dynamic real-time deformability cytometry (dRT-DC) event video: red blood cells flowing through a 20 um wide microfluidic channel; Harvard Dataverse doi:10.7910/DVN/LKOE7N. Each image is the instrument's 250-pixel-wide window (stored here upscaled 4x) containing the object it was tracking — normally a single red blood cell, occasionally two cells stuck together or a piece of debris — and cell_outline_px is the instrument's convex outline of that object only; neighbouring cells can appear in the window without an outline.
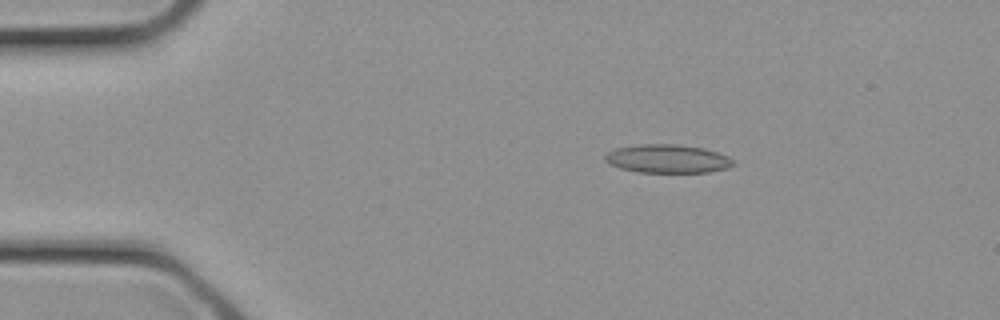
{"species": "common noctule bat (a hibernating species)", "species_latin": "Nyctalus noctula", "temperature_condition": "cold", "stored_images_in_passage": 3, "camera_frame_rate_fps": 3000, "um_per_image_px": 0.085, "animal": {"sex": "female", "body_mass_g": 21.9}, "frame": {"image": 1, "passage_image": 2, "time_ms": 0.333, "image_size_px": [1000, 320], "cell_outline_px": [[736, 164], [728, 168], [708, 172], [636, 172], [620, 168], [608, 164], [604, 160], [604, 156], [608, 152], [616, 148], [640, 144], [680, 144], [704, 148], [728, 156]], "centroid_in_image_um": [56.72, 13.49], "position_along_channel_um": 28.3, "area_um2": 21.39}}